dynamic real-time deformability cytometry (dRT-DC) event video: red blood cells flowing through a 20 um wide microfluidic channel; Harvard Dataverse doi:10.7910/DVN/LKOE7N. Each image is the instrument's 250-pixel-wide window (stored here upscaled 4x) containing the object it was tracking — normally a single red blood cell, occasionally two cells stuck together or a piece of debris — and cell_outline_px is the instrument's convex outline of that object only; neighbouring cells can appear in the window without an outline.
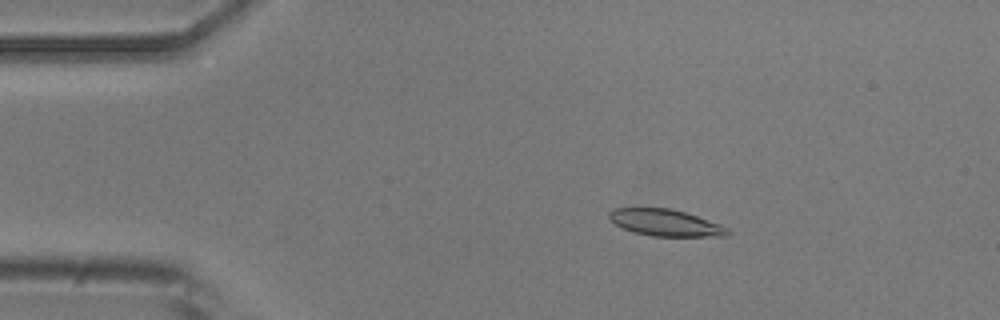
{"species": "common noctule bat (a hibernating species)", "species_latin": "Nyctalus noctula", "temperature_condition": "room temperature", "stored_images_in_passage": 5, "camera_frame_rate_fps": 3000, "um_per_image_px": 0.085, "animal": {"sex": "male", "body_mass_g": 20.5, "forearm_length_mm": 52.5}, "frame": {"image": 1, "passage_image": 2, "time_ms": 1.0, "image_size_px": [1000, 320], "cell_outline_px": [[732, 232], [728, 236], [652, 236], [632, 232], [616, 224], [608, 216], [608, 212], [616, 208], [668, 208], [684, 212], [720, 224], [728, 228]], "centroid_in_image_um": [56.58, 18.94], "position_along_channel_um": 28.4, "area_um2": 18.26}}
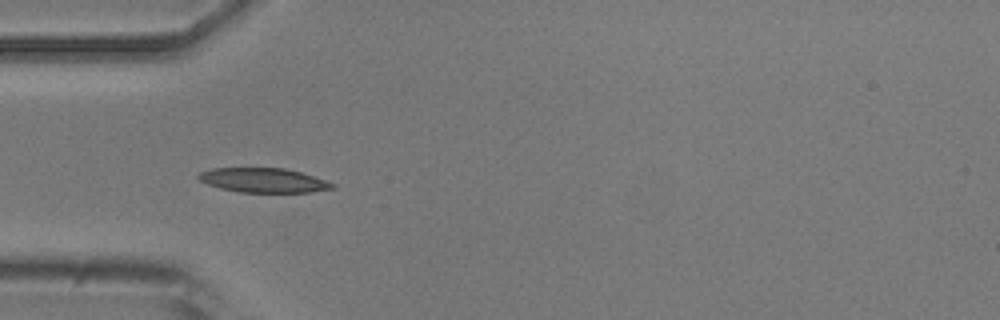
{"frame": {"image": 2, "passage_image": 4, "time_ms": 3.333, "image_size_px": [1000, 320], "cell_outline_px": [[336, 188], [312, 192], [240, 192], [220, 188], [208, 184], [200, 180], [196, 176], [200, 172], [212, 168], [284, 168], [300, 172], [336, 184]], "centroid_in_image_um": [22.4, 15.32], "position_along_channel_um": 62.6, "area_um2": 18.96}}
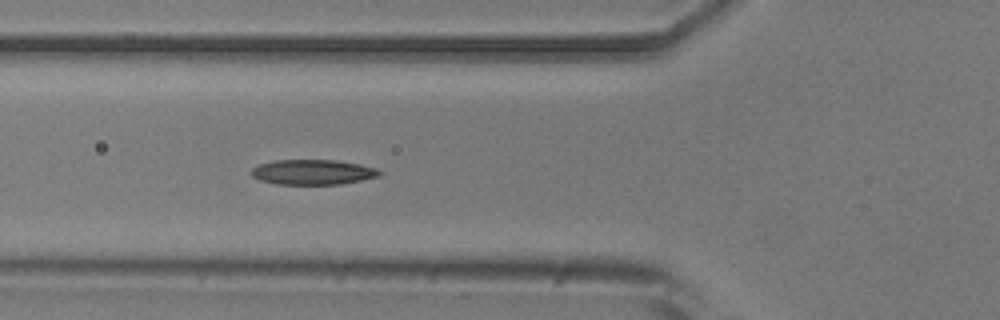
{"frame": {"image": 3, "passage_image": 5, "time_ms": 4.333, "image_size_px": [1000, 320], "cell_outline_px": [[380, 176], [340, 184], [276, 184], [260, 180], [252, 176], [248, 172], [252, 168], [260, 164], [276, 160], [336, 160], [360, 164], [376, 168], [380, 172]], "centroid_in_image_um": [26.55, 14.62], "position_along_channel_um": 99.2, "area_um2": 18.67}}